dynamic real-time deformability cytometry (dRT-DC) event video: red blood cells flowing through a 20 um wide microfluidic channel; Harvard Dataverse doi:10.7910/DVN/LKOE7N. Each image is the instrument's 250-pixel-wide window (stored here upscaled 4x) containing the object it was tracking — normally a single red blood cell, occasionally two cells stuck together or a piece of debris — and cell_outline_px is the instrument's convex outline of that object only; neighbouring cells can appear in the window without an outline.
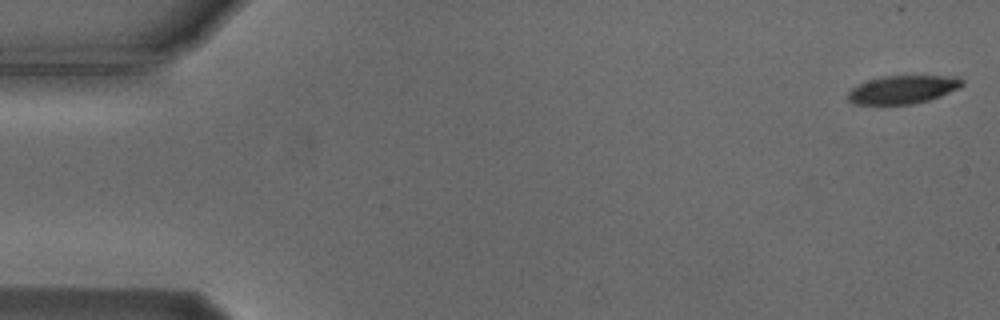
{"species": "Egyptian fruit bat (a non-hibernating species)", "species_latin": "Rousettus aegyptiacus", "temperature_condition": "cold", "stored_images_in_passage": 9, "camera_frame_rate_fps": 3000, "um_per_image_px": 0.085, "animal": {"sex": "male"}, "frame": {"image": 1, "passage_image": 1, "time_ms": 0.0, "image_size_px": [1000, 320], "cell_outline_px": [[964, 84], [960, 88], [940, 96], [928, 100], [912, 104], [852, 104], [848, 100], [848, 92], [856, 84], [880, 76], [960, 76], [964, 80]], "centroid_in_image_um": [76.74, 7.6], "position_along_channel_um": 8.3, "area_um2": 18.96}}